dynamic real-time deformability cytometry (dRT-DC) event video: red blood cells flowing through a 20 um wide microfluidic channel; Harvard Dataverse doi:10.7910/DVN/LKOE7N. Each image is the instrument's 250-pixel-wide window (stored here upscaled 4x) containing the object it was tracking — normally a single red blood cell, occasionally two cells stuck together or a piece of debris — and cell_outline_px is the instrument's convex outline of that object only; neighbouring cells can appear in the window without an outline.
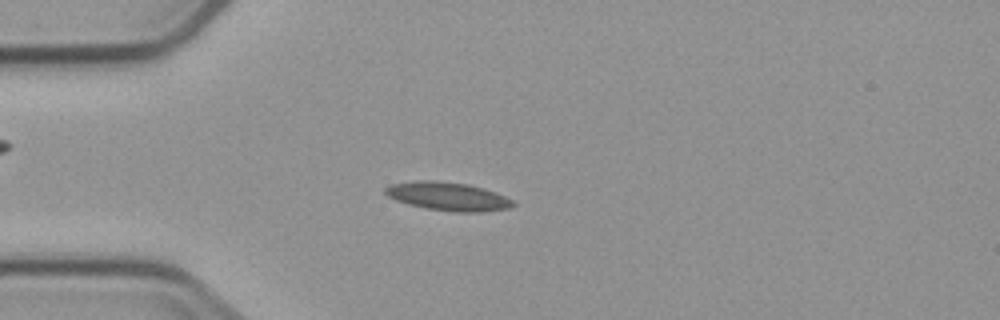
{"species": "common noctule bat (a hibernating species)", "species_latin": "Nyctalus noctula", "temperature_condition": "cold", "stored_images_in_passage": 2, "camera_frame_rate_fps": 3000, "um_per_image_px": 0.085, "animal": {"sex": "male", "body_mass_g": 23.1, "forearm_length_mm": 52.7}, "frame": {"image": 1, "passage_image": 2, "time_ms": 1.333, "image_size_px": [1000, 320], "cell_outline_px": [[516, 204], [508, 208], [480, 212], [456, 212], [424, 208], [408, 204], [396, 200], [388, 196], [384, 192], [384, 188], [392, 184], [416, 180], [436, 180], [468, 184], [484, 188], [504, 196], [512, 200]], "centroid_in_image_um": [38.05, 16.68], "position_along_channel_um": 47.0, "area_um2": 21.15}}